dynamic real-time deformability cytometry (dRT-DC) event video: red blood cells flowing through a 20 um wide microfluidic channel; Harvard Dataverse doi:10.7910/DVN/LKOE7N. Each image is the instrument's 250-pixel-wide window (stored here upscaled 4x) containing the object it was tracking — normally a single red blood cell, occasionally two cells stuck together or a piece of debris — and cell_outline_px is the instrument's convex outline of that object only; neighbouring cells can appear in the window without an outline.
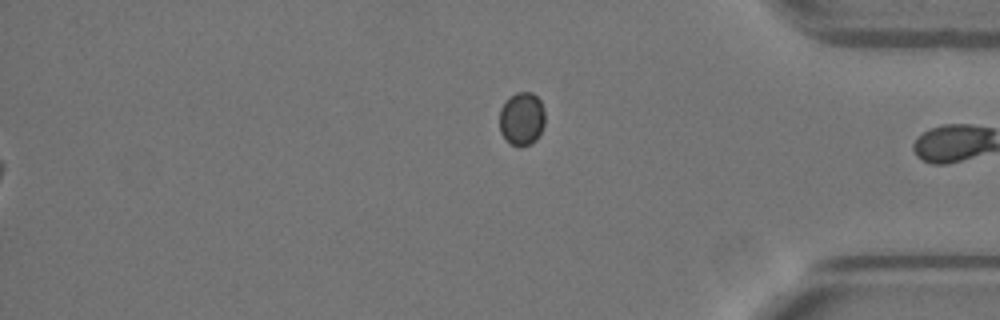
{"species": "Egyptian fruit bat (a non-hibernating species)", "species_latin": "Rousettus aegyptiacus", "temperature_condition": "warm", "stored_images_in_passage": 44, "segment_of_instrument_passage": [2, 2], "camera_frame_rate_fps": 3000, "um_per_image_px": 0.085, "animal": {"sex": "female"}, "frame": {"image": 1, "passage_image": 44, "time_ms": 14.333, "image_size_px": [1000, 320], "cell_outline_px": [[544, 124], [536, 140], [520, 148], [512, 144], [500, 132], [500, 108], [516, 92], [532, 92], [540, 100], [544, 112]], "centroid_in_image_um": [44.36, 10.1], "position_along_channel_um": 390.8, "area_um2": 13.87}}